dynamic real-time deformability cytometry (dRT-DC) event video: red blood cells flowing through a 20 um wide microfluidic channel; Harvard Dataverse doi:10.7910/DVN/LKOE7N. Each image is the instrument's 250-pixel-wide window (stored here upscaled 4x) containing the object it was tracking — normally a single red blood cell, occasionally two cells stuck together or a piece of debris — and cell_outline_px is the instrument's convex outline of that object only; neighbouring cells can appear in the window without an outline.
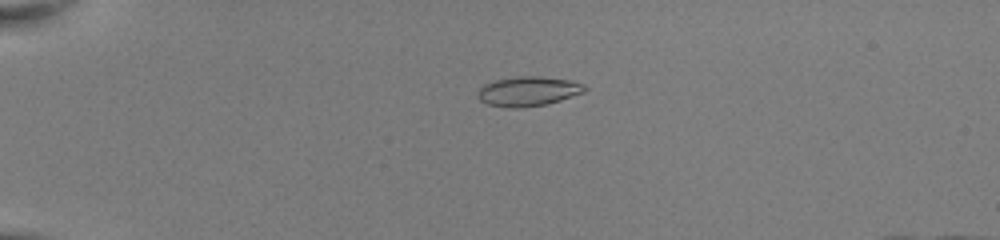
{"species": "common noctule bat (a hibernating species)", "species_latin": "Nyctalus noctula", "temperature_condition": "room temperature", "stored_images_in_passage": 53, "camera_frame_rate_fps": 3000, "um_per_image_px": 0.085, "animal": {"sex": "female", "body_mass_g": 22.0, "forearm_length_mm": 56.7}, "frame": {"image": 1, "passage_image": 15, "time_ms": 4.667, "image_size_px": [1000, 240], "cell_outline_px": [[588, 88], [584, 92], [548, 104], [520, 108], [508, 108], [488, 104], [480, 100], [476, 96], [476, 92], [484, 84], [496, 80], [520, 76], [540, 76], [572, 80], [584, 84]], "centroid_in_image_um": [44.9, 7.76], "position_along_channel_um": 40.1, "area_um2": 18.61}}
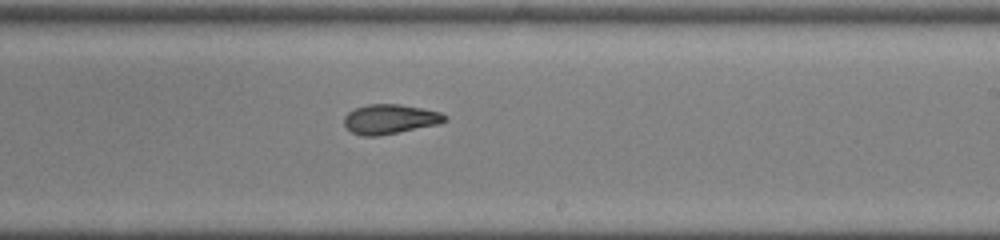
{"frame": {"image": 2, "passage_image": 35, "time_ms": 11.333, "image_size_px": [1000, 240], "cell_outline_px": [[448, 120], [436, 124], [376, 136], [360, 136], [352, 132], [344, 124], [344, 116], [348, 112], [356, 108], [368, 104], [400, 104], [440, 112], [448, 116]], "centroid_in_image_um": [33.12, 10.11], "position_along_channel_um": 255.9, "area_um2": 17.11}}
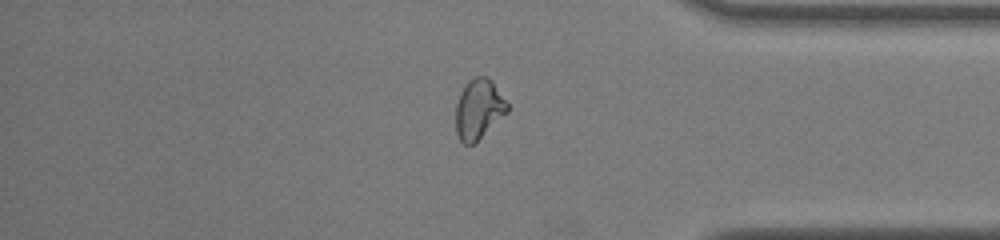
{"frame": {"image": 3, "passage_image": 46, "time_ms": 15.0, "image_size_px": [1000, 240], "cell_outline_px": [[508, 112], [472, 144], [464, 144], [460, 140], [456, 132], [456, 104], [460, 92], [464, 84], [468, 80], [476, 76], [488, 76], [492, 80], [508, 100]], "centroid_in_image_um": [40.7, 9.21], "position_along_channel_um": 394.5, "area_um2": 18.15}, "authors_computed_cell_mechanics": {"area_um2": 18.1492, "velocity_mm_per_s": 4.0643, "shape_relaxation_time_tau1_ms": 6.758, "shape_relaxation_time_tau2_ms": 2.9148, "deformation_change_tau1": 0.2039, "deformation_change_tau2": 0.0952}}